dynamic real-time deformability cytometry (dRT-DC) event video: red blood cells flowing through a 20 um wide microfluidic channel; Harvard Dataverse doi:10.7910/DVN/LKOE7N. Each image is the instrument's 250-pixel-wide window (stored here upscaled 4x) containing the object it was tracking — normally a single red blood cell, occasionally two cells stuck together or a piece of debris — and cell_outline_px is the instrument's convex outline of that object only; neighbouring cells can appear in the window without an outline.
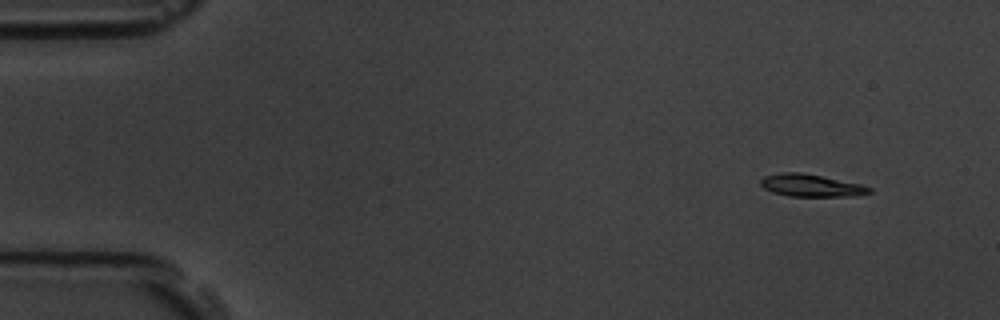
{"species": "common noctule bat (a hibernating species)", "species_latin": "Nyctalus noctula", "temperature_condition": "room temperature", "stored_images_in_passage": 5, "camera_frame_rate_fps": 3000, "um_per_image_px": 0.085, "animal": {"sex": "male", "body_mass_g": 19.5, "forearm_length_mm": 54.6}, "frame": {"image": 1, "passage_image": 1, "time_ms": 0.0, "image_size_px": [1000, 320], "cell_outline_px": [[872, 192], [856, 196], [788, 196], [772, 192], [764, 188], [760, 184], [760, 180], [764, 176], [784, 172], [800, 172], [860, 184], [872, 188]], "centroid_in_image_um": [68.93, 15.77], "position_along_channel_um": 16.1, "area_um2": 14.05}}
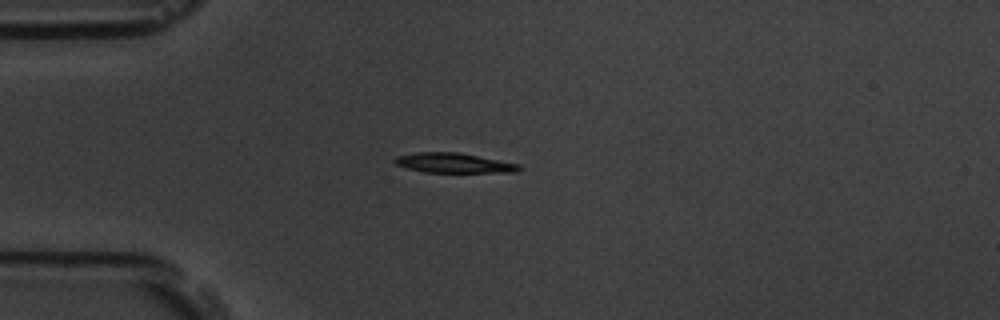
{"frame": {"image": 2, "passage_image": 4, "time_ms": 1.0, "image_size_px": [1000, 320], "cell_outline_px": [[524, 168], [516, 172], [424, 172], [408, 168], [396, 164], [392, 160], [396, 156], [416, 152], [460, 152], [520, 164]], "centroid_in_image_um": [38.59, 13.84], "position_along_channel_um": 46.4, "area_um2": 14.45}}
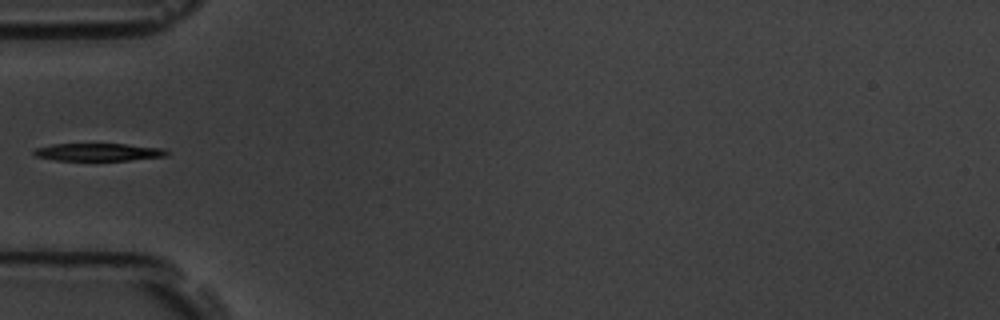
{"frame": {"image": 3, "passage_image": 5, "time_ms": 1.333, "image_size_px": [1000, 320], "cell_outline_px": [[168, 152], [164, 156], [128, 160], [56, 160], [36, 156], [32, 152], [36, 148], [52, 144], [124, 144], [164, 148]], "centroid_in_image_um": [8.33, 12.92], "position_along_channel_um": 76.7, "area_um2": 13.41}}